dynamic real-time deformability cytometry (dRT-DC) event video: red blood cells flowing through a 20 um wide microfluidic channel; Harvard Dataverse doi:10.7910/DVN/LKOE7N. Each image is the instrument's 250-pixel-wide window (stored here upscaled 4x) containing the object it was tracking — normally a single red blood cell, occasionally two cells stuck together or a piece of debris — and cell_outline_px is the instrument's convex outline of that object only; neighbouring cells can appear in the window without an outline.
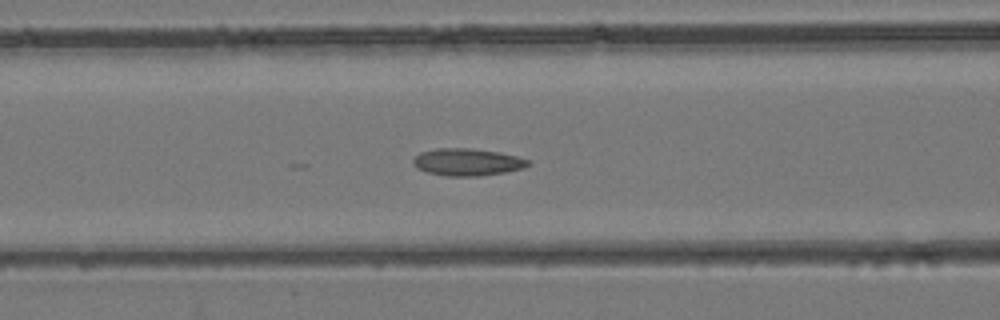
{"species": "common noctule bat (a hibernating species)", "species_latin": "Nyctalus noctula", "temperature_condition": "room temperature", "stored_images_in_passage": 41, "camera_frame_rate_fps": 3000, "um_per_image_px": 0.085, "animal": {"sex": "female", "body_mass_g": 24.6, "forearm_length_mm": 56.2}, "frame": {"image": 1, "passage_image": 15, "time_ms": 4.667, "image_size_px": [1000, 320], "cell_outline_px": [[532, 164], [524, 168], [504, 172], [480, 176], [448, 176], [428, 172], [416, 168], [412, 164], [412, 160], [420, 152], [436, 148], [468, 148], [500, 152], [532, 160]], "centroid_in_image_um": [39.74, 13.77], "position_along_channel_um": 126.9, "area_um2": 18.38}}
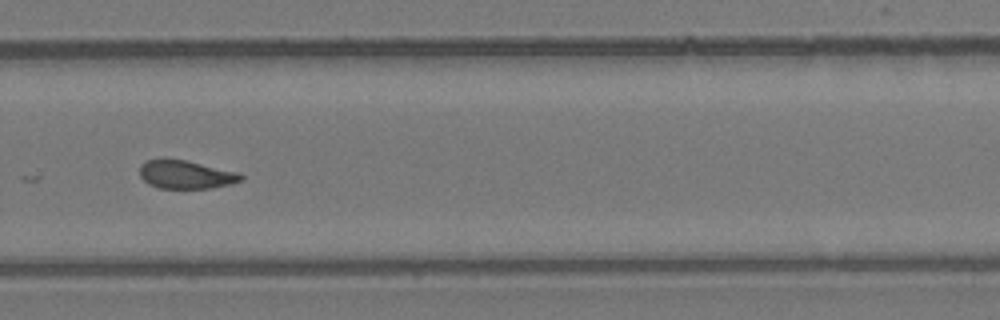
{"frame": {"image": 2, "passage_image": 27, "time_ms": 8.667, "image_size_px": [1000, 320], "cell_outline_px": [[244, 180], [232, 184], [212, 188], [160, 188], [148, 184], [140, 176], [140, 164], [144, 160], [160, 156], [164, 156], [188, 160], [240, 172], [244, 176]], "centroid_in_image_um": [15.79, 14.79], "position_along_channel_um": 314.0, "area_um2": 17.57}}
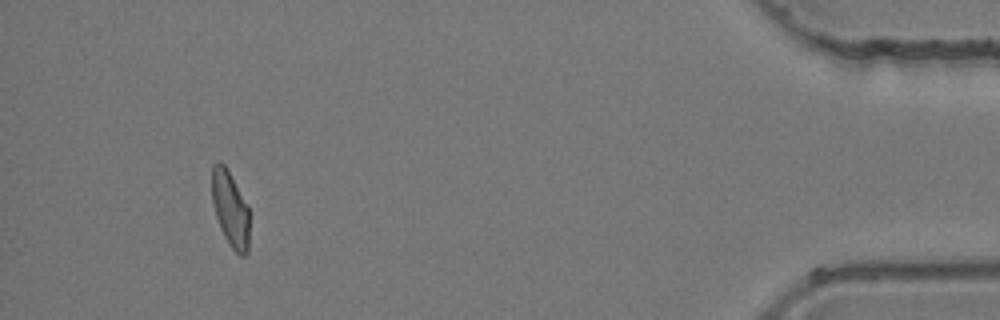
{"frame": {"image": 3, "passage_image": 38, "time_ms": 12.333, "image_size_px": [1000, 320], "cell_outline_px": [[248, 252], [244, 256], [240, 256], [228, 244], [220, 228], [212, 204], [212, 164], [216, 160], [220, 160], [224, 164], [248, 208]], "centroid_in_image_um": [19.54, 17.77], "position_along_channel_um": 415.7, "area_um2": 16.3}}